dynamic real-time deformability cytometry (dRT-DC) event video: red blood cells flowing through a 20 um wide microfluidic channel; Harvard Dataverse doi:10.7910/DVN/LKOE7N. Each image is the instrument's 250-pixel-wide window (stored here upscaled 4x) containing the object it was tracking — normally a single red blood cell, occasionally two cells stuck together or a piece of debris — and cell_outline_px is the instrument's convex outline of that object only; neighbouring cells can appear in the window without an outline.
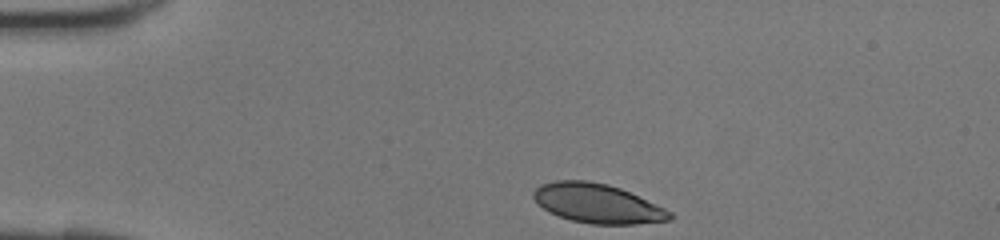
{"species": "human", "species_latin": "Homo sapiens", "temperature_condition": "room temperature", "stored_images_in_passage": 29, "camera_frame_rate_fps": 3000, "um_per_image_px": 0.085, "donor": {"sex": "female"}, "frame": {"image": 1, "passage_image": 1, "time_ms": 0.0, "image_size_px": [1000, 240], "cell_outline_px": [[676, 216], [672, 220], [636, 224], [592, 224], [572, 220], [548, 212], [536, 204], [532, 196], [532, 192], [540, 184], [556, 180], [588, 180], [608, 184], [620, 188], [664, 208], [672, 212]], "centroid_in_image_um": [50.76, 17.29], "position_along_channel_um": 34.2, "area_um2": 31.39}}
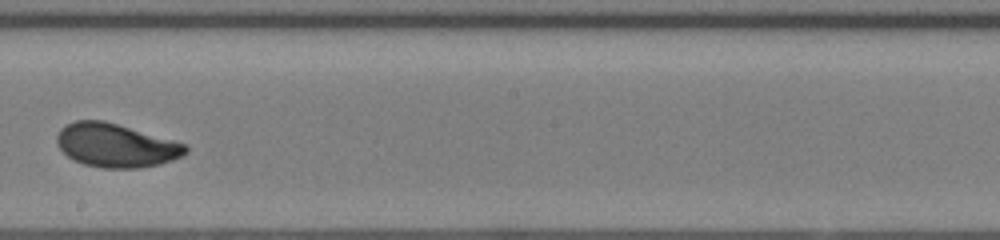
{"frame": {"image": 2, "passage_image": 17, "time_ms": 5.333, "image_size_px": [1000, 240], "cell_outline_px": [[188, 152], [184, 156], [160, 164], [140, 168], [100, 168], [84, 164], [72, 160], [56, 144], [56, 136], [60, 128], [76, 120], [104, 120], [188, 144]], "centroid_in_image_um": [9.87, 12.36], "position_along_channel_um": 238.3, "area_um2": 33.0}}
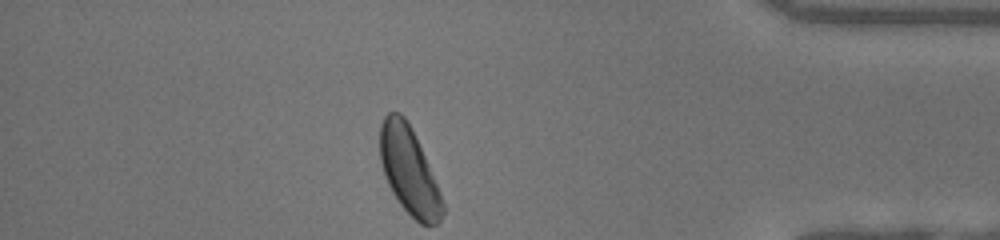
{"frame": {"image": 3, "passage_image": 29, "time_ms": 9.333, "image_size_px": [1000, 240], "cell_outline_px": [[444, 212], [440, 220], [436, 224], [420, 224], [400, 204], [392, 192], [384, 176], [380, 160], [380, 124], [384, 116], [388, 112], [400, 112], [404, 116], [412, 128], [440, 192], [444, 204]], "centroid_in_image_um": [34.75, 14.49], "position_along_channel_um": 400.5, "area_um2": 31.5}}